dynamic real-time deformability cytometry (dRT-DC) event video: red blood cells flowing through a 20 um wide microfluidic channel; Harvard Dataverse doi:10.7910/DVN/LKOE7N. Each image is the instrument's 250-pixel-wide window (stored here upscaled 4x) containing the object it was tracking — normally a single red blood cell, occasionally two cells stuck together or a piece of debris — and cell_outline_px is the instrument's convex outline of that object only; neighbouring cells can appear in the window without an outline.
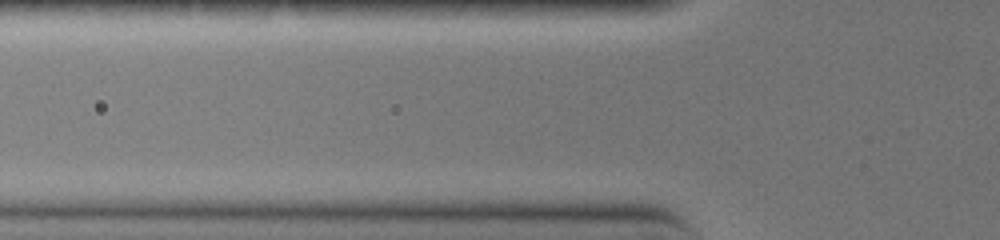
{"species": "common noctule bat (a hibernating species)", "species_latin": "Nyctalus noctula", "temperature_condition": "warm", "stored_images_in_passage": 4, "camera_frame_rate_fps": 3000, "um_per_image_px": 0.085, "animal": {"sex": "female", "body_mass_g": 19.0, "forearm_length_mm": 51.5}, "frame": {"image": 1, "passage_image": 3, "time_ms": 0.667, "image_size_px": [1000, 240], "cell_outline_px": [[644, 164], [636, 168], [512, 168], [496, 164], [496, 160], [536, 156], [604, 156], [636, 160]], "centroid_in_image_um": [48.39, 13.8], "position_along_channel_um": 77.4, "area_um2": 11.1}}